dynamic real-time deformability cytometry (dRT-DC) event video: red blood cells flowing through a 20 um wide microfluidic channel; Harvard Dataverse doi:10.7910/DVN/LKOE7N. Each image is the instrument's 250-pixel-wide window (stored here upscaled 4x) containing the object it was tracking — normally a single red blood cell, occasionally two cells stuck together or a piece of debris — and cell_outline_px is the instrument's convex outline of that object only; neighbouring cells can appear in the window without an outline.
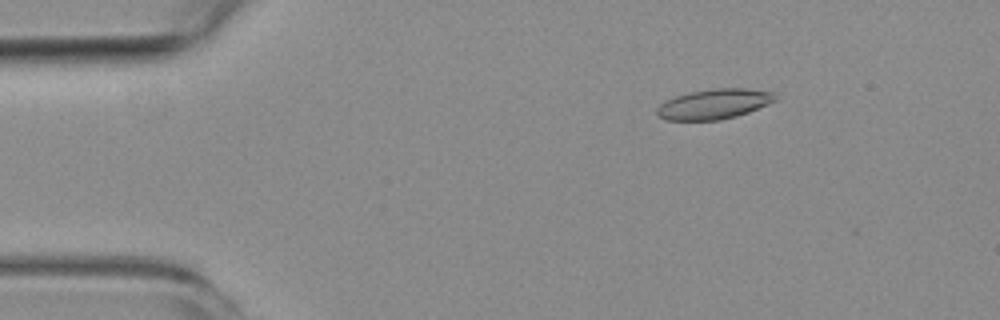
{"species": "common noctule bat (a hibernating species)", "species_latin": "Nyctalus noctula", "temperature_condition": "room temperature", "stored_images_in_passage": 5, "camera_frame_rate_fps": 3000, "um_per_image_px": 0.085, "animal": {"sex": "female", "body_mass_g": 19.3, "forearm_length_mm": 54.1}, "frame": {"image": 1, "passage_image": 3, "time_ms": 2.333, "image_size_px": [1000, 320], "cell_outline_px": [[780, 100], [748, 112], [736, 116], [720, 120], [664, 120], [656, 112], [656, 108], [660, 104], [676, 96], [692, 92], [716, 88], [744, 88], [776, 92]], "centroid_in_image_um": [60.78, 8.84], "position_along_channel_um": 24.2, "area_um2": 20.81}}